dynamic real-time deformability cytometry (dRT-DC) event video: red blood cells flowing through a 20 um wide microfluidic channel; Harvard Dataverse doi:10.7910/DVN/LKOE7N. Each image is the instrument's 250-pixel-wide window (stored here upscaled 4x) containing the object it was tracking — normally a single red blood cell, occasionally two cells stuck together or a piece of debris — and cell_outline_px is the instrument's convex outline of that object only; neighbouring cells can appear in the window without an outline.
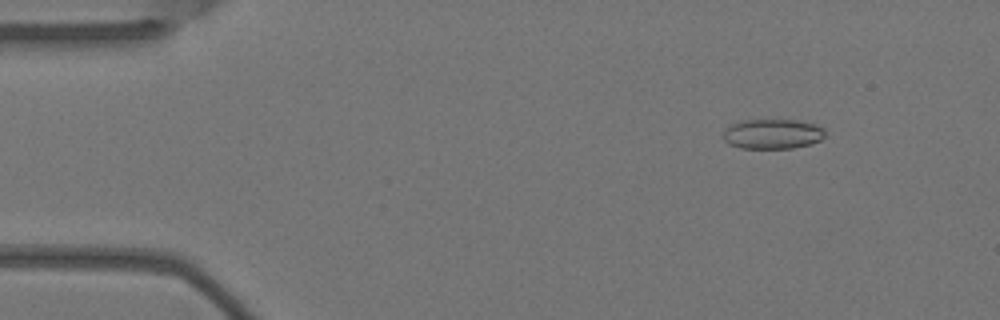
{"species": "Egyptian fruit bat (a non-hibernating species)", "species_latin": "Rousettus aegyptiacus", "temperature_condition": "warm", "stored_images_in_passage": 5, "camera_frame_rate_fps": 3000, "um_per_image_px": 0.085, "animal": {"sex": "female"}, "frame": {"image": 1, "passage_image": 2, "time_ms": 0.333, "image_size_px": [1000, 320], "cell_outline_px": [[824, 136], [820, 140], [812, 144], [792, 148], [740, 148], [728, 144], [724, 140], [724, 132], [732, 124], [744, 120], [804, 120], [816, 124], [824, 128]], "centroid_in_image_um": [65.71, 11.38], "position_along_channel_um": 19.3, "area_um2": 17.8}}
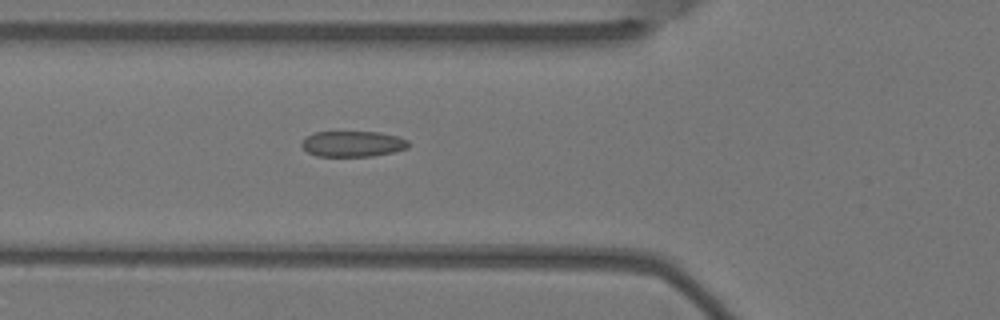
{"frame": {"image": 2, "passage_image": 5, "time_ms": 1.333, "image_size_px": [1000, 320], "cell_outline_px": [[408, 148], [392, 152], [372, 156], [316, 156], [308, 152], [300, 144], [308, 136], [316, 132], [380, 132], [396, 136], [408, 140]], "centroid_in_image_um": [29.99, 12.23], "position_along_channel_um": 95.8, "area_um2": 15.84}}